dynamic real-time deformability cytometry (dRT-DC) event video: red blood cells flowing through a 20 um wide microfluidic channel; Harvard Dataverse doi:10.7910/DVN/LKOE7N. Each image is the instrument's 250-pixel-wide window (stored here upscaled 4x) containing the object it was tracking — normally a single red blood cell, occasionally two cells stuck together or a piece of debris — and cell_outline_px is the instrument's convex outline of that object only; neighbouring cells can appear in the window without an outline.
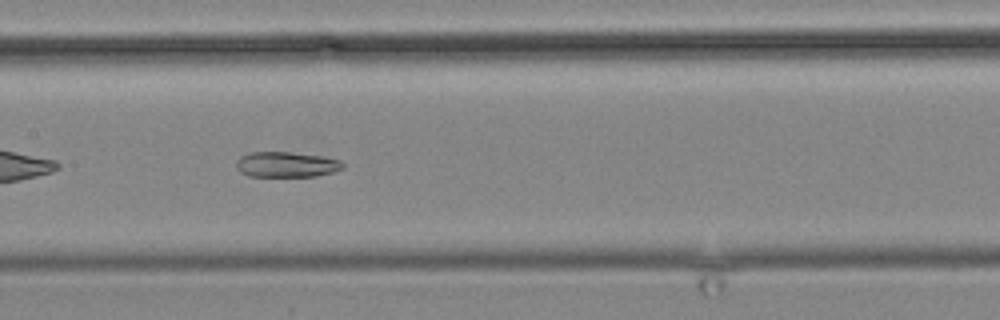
{"species": "common noctule bat (a hibernating species)", "species_latin": "Nyctalus noctula", "temperature_condition": "cold", "stored_images_in_passage": 14, "camera_frame_rate_fps": 3000, "um_per_image_px": 0.085, "animal": {"sex": "male", "body_mass_g": 19.2, "forearm_length_mm": 51.8}, "frame": {"image": 1, "passage_image": 12, "time_ms": 14.333, "image_size_px": [1000, 320], "cell_outline_px": [[344, 168], [332, 172], [316, 176], [248, 176], [240, 172], [236, 168], [236, 160], [240, 156], [252, 152], [288, 152], [324, 156], [340, 160], [344, 164]], "centroid_in_image_um": [24.34, 13.98], "position_along_channel_um": 183.1, "area_um2": 15.84}}
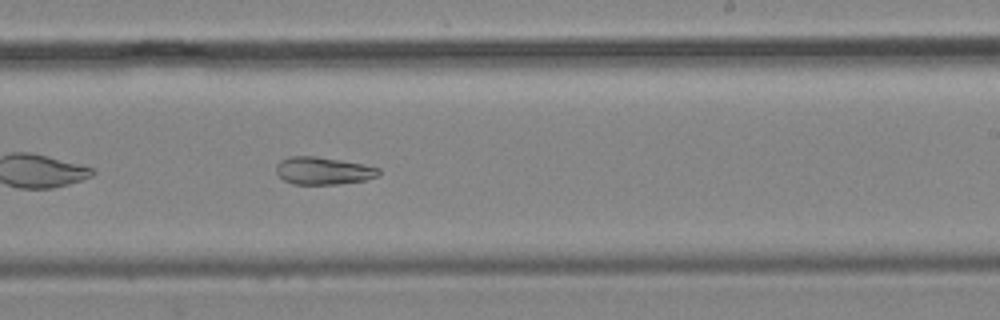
{"frame": {"image": 2, "passage_image": 14, "time_ms": 16.667, "image_size_px": [1000, 320], "cell_outline_px": [[380, 176], [364, 180], [336, 184], [292, 184], [284, 180], [276, 172], [276, 164], [280, 160], [288, 156], [316, 156], [364, 164], [380, 168]], "centroid_in_image_um": [27.47, 14.51], "position_along_channel_um": 261.5, "area_um2": 16.53}}